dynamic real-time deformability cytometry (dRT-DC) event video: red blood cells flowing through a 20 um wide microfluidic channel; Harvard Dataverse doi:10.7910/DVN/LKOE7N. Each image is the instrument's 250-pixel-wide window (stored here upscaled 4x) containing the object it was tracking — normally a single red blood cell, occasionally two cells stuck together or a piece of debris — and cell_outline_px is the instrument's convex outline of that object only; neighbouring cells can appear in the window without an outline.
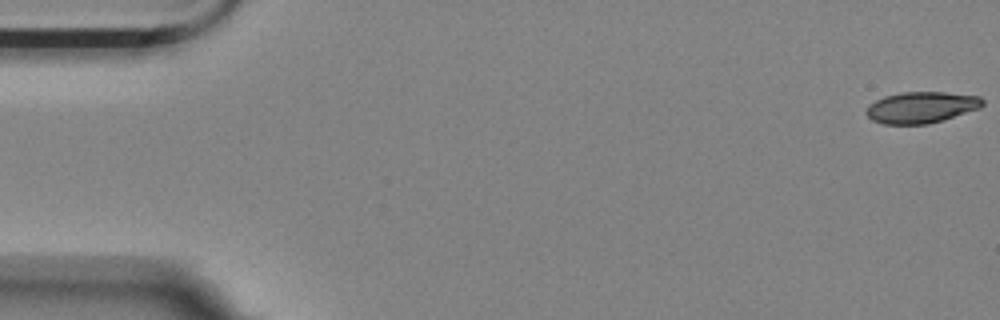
{"species": "Egyptian fruit bat (a non-hibernating species)", "species_latin": "Rousettus aegyptiacus", "temperature_condition": "room temperature", "stored_images_in_passage": 8, "camera_frame_rate_fps": 3000, "um_per_image_px": 0.085, "animal": {"sex": "female"}, "frame": {"image": 1, "passage_image": 1, "time_ms": 0.0, "image_size_px": [1000, 320], "cell_outline_px": [[984, 104], [980, 108], [944, 120], [928, 124], [884, 124], [872, 120], [864, 112], [868, 104], [884, 96], [900, 92], [944, 92], [980, 96], [984, 100]], "centroid_in_image_um": [78.3, 9.12], "position_along_channel_um": 6.7, "area_um2": 21.44}}
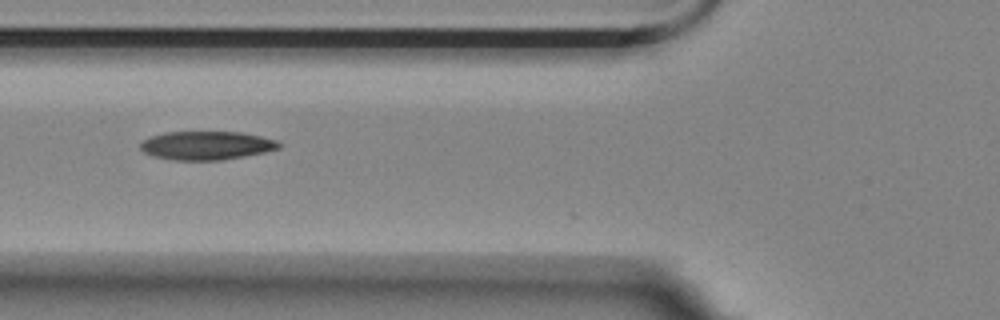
{"frame": {"image": 2, "passage_image": 6, "time_ms": 6.667, "image_size_px": [1000, 320], "cell_outline_px": [[284, 144], [280, 148], [264, 152], [224, 160], [176, 160], [156, 156], [144, 152], [140, 148], [140, 144], [144, 140], [152, 136], [164, 132], [240, 132], [280, 140]], "centroid_in_image_um": [17.63, 12.36], "position_along_channel_um": 108.2, "area_um2": 23.06}}
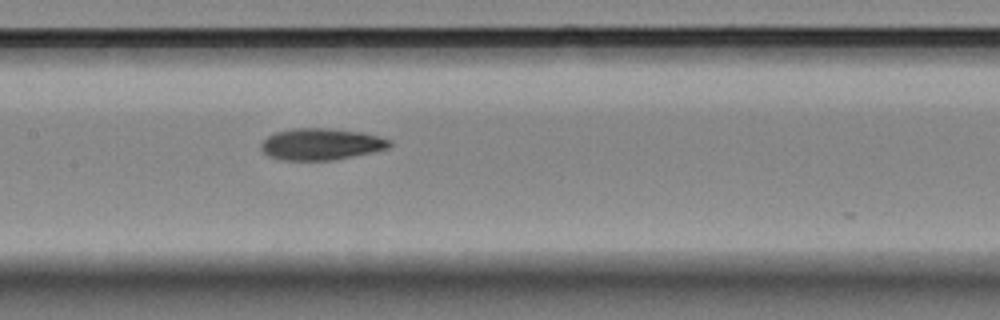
{"frame": {"image": 3, "passage_image": 8, "time_ms": 8.667, "image_size_px": [1000, 320], "cell_outline_px": [[392, 144], [388, 148], [372, 152], [336, 160], [280, 160], [268, 156], [260, 148], [260, 144], [268, 136], [276, 132], [292, 128], [324, 128], [360, 132], [380, 136], [392, 140]], "centroid_in_image_um": [27.29, 12.26], "position_along_channel_um": 180.1, "area_um2": 23.76}}